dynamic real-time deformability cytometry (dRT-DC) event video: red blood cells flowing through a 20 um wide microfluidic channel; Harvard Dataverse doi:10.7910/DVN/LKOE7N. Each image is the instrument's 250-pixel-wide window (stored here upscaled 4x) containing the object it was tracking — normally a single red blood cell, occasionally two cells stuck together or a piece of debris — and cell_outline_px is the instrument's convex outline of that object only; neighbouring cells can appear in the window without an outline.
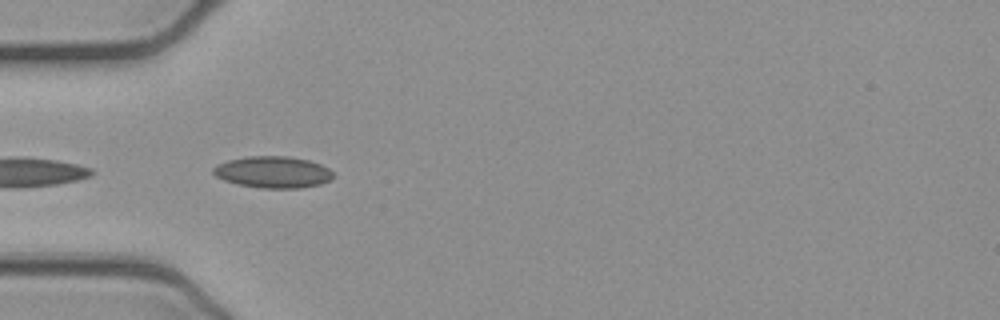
{"species": "common noctule bat (a hibernating species)", "species_latin": "Nyctalus noctula", "temperature_condition": "cold", "stored_images_in_passage": 24, "camera_frame_rate_fps": 3000, "um_per_image_px": 0.085, "animal": {"sex": "female", "body_mass_g": 21.9}, "frame": {"image": 1, "passage_image": 1, "time_ms": 0.0, "image_size_px": [1000, 320], "cell_outline_px": [[336, 176], [320, 184], [300, 188], [260, 188], [236, 184], [224, 180], [216, 176], [212, 172], [212, 168], [216, 164], [228, 160], [248, 156], [288, 156], [308, 160], [320, 164], [328, 168]], "centroid_in_image_um": [23.18, 14.63], "position_along_channel_um": 61.8, "area_um2": 22.2}}